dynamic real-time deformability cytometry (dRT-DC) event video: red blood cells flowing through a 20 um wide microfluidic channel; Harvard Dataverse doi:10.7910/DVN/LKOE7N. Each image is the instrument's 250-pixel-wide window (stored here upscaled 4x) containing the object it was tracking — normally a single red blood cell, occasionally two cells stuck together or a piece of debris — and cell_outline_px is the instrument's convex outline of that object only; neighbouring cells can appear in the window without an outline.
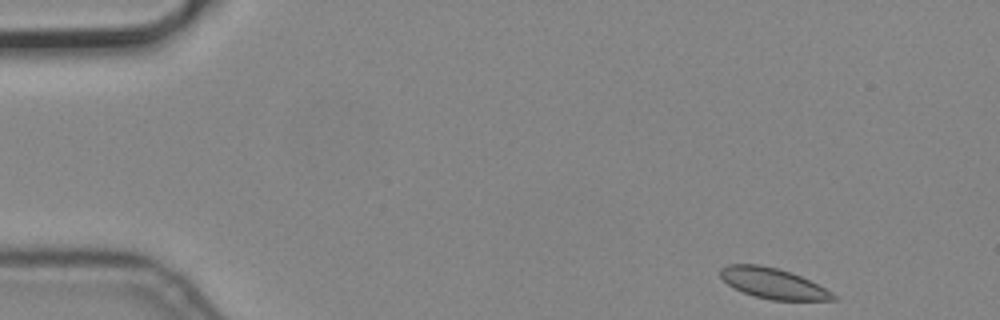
{"species": "common noctule bat (a hibernating species)", "species_latin": "Nyctalus noctula", "temperature_condition": "cold", "stored_images_in_passage": 9, "camera_frame_rate_fps": 3000, "um_per_image_px": 0.085, "animal": {"sex": "male", "body_mass_g": 19.2, "forearm_length_mm": 51.8}, "frame": {"image": 1, "passage_image": 1, "time_ms": 0.0, "image_size_px": [1000, 320], "cell_outline_px": [[836, 300], [772, 300], [756, 296], [744, 292], [728, 284], [720, 276], [720, 268], [728, 264], [760, 264], [776, 268], [800, 276], [832, 292], [836, 296]], "centroid_in_image_um": [65.69, 24.08], "position_along_channel_um": 19.3, "area_um2": 19.65}}
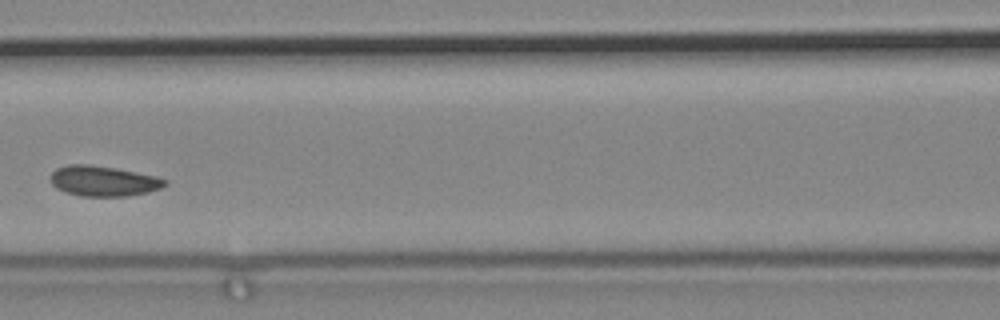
{"frame": {"image": 2, "passage_image": 6, "time_ms": 1.667, "image_size_px": [1000, 320], "cell_outline_px": [[168, 184], [160, 188], [148, 192], [128, 196], [80, 196], [64, 192], [56, 188], [52, 184], [48, 176], [56, 168], [68, 164], [88, 164], [116, 168], [156, 176], [168, 180]], "centroid_in_image_um": [8.76, 15.38], "position_along_channel_um": 157.8, "area_um2": 20.46}}
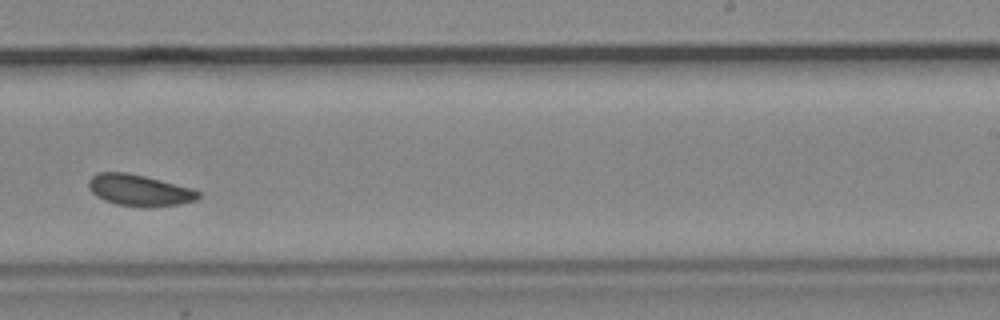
{"frame": {"image": 3, "passage_image": 9, "time_ms": 2.667, "image_size_px": [1000, 320], "cell_outline_px": [[200, 196], [196, 200], [180, 204], [148, 208], [144, 208], [116, 204], [104, 200], [96, 196], [88, 188], [88, 180], [96, 172], [124, 172], [144, 176], [192, 188], [200, 192]], "centroid_in_image_um": [11.82, 16.18], "position_along_channel_um": 277.2, "area_um2": 20.23}}